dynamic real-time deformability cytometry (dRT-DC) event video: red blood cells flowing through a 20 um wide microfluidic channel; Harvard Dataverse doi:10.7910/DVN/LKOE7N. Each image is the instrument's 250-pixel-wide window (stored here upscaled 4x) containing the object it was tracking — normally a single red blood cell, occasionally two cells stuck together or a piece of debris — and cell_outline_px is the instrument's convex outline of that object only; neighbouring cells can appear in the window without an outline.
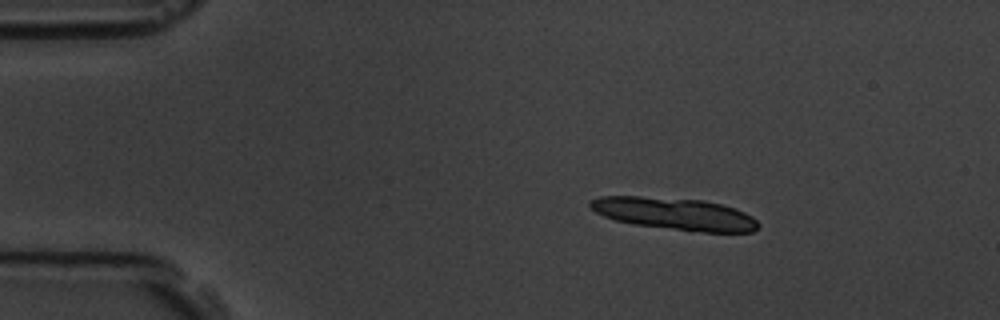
{"species": "common noctule bat (a hibernating species)", "species_latin": "Nyctalus noctula", "temperature_condition": "room temperature", "stored_images_in_passage": 26, "camera_frame_rate_fps": 3000, "um_per_image_px": 0.085, "animal": {"sex": "male", "body_mass_g": 19.5, "forearm_length_mm": 54.6}, "frame": {"image": 1, "passage_image": 9, "time_ms": 2.667, "image_size_px": [1000, 320], "cell_outline_px": [[760, 224], [752, 232], [704, 232], [632, 224], [616, 220], [604, 216], [596, 212], [588, 204], [588, 200], [600, 196], [640, 196], [704, 200], [720, 204], [744, 212], [752, 216]], "centroid_in_image_um": [57.32, 18.16], "position_along_channel_um": 27.7, "area_um2": 31.33}}